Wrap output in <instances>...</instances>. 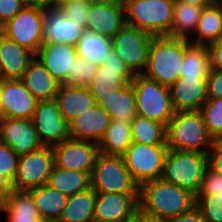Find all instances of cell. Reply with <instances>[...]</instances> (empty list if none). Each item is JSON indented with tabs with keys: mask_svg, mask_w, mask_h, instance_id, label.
Segmentation results:
<instances>
[{
	"mask_svg": "<svg viewBox=\"0 0 222 222\" xmlns=\"http://www.w3.org/2000/svg\"><path fill=\"white\" fill-rule=\"evenodd\" d=\"M54 166L92 173L99 151L98 143L68 138L52 146Z\"/></svg>",
	"mask_w": 222,
	"mask_h": 222,
	"instance_id": "12",
	"label": "cell"
},
{
	"mask_svg": "<svg viewBox=\"0 0 222 222\" xmlns=\"http://www.w3.org/2000/svg\"><path fill=\"white\" fill-rule=\"evenodd\" d=\"M207 168V153L168 149L161 179L196 196Z\"/></svg>",
	"mask_w": 222,
	"mask_h": 222,
	"instance_id": "4",
	"label": "cell"
},
{
	"mask_svg": "<svg viewBox=\"0 0 222 222\" xmlns=\"http://www.w3.org/2000/svg\"><path fill=\"white\" fill-rule=\"evenodd\" d=\"M3 118L32 119L38 100L20 80L0 82Z\"/></svg>",
	"mask_w": 222,
	"mask_h": 222,
	"instance_id": "17",
	"label": "cell"
},
{
	"mask_svg": "<svg viewBox=\"0 0 222 222\" xmlns=\"http://www.w3.org/2000/svg\"><path fill=\"white\" fill-rule=\"evenodd\" d=\"M95 202L96 192L91 187L82 192L68 196L59 221L93 222Z\"/></svg>",
	"mask_w": 222,
	"mask_h": 222,
	"instance_id": "28",
	"label": "cell"
},
{
	"mask_svg": "<svg viewBox=\"0 0 222 222\" xmlns=\"http://www.w3.org/2000/svg\"><path fill=\"white\" fill-rule=\"evenodd\" d=\"M44 6L27 4L0 27V32L34 53L43 44Z\"/></svg>",
	"mask_w": 222,
	"mask_h": 222,
	"instance_id": "8",
	"label": "cell"
},
{
	"mask_svg": "<svg viewBox=\"0 0 222 222\" xmlns=\"http://www.w3.org/2000/svg\"><path fill=\"white\" fill-rule=\"evenodd\" d=\"M32 120L44 146L52 147L70 138L68 122L55 99L38 101Z\"/></svg>",
	"mask_w": 222,
	"mask_h": 222,
	"instance_id": "13",
	"label": "cell"
},
{
	"mask_svg": "<svg viewBox=\"0 0 222 222\" xmlns=\"http://www.w3.org/2000/svg\"><path fill=\"white\" fill-rule=\"evenodd\" d=\"M112 117L125 124H131L137 115L136 95L132 83L121 89H111L99 103Z\"/></svg>",
	"mask_w": 222,
	"mask_h": 222,
	"instance_id": "26",
	"label": "cell"
},
{
	"mask_svg": "<svg viewBox=\"0 0 222 222\" xmlns=\"http://www.w3.org/2000/svg\"><path fill=\"white\" fill-rule=\"evenodd\" d=\"M221 39L222 14L213 3L203 8L196 30L188 41L192 45L208 46Z\"/></svg>",
	"mask_w": 222,
	"mask_h": 222,
	"instance_id": "27",
	"label": "cell"
},
{
	"mask_svg": "<svg viewBox=\"0 0 222 222\" xmlns=\"http://www.w3.org/2000/svg\"><path fill=\"white\" fill-rule=\"evenodd\" d=\"M214 3L218 7L220 13L222 14V0H214Z\"/></svg>",
	"mask_w": 222,
	"mask_h": 222,
	"instance_id": "52",
	"label": "cell"
},
{
	"mask_svg": "<svg viewBox=\"0 0 222 222\" xmlns=\"http://www.w3.org/2000/svg\"><path fill=\"white\" fill-rule=\"evenodd\" d=\"M55 100L68 123L97 104L88 87L66 84L60 85Z\"/></svg>",
	"mask_w": 222,
	"mask_h": 222,
	"instance_id": "24",
	"label": "cell"
},
{
	"mask_svg": "<svg viewBox=\"0 0 222 222\" xmlns=\"http://www.w3.org/2000/svg\"><path fill=\"white\" fill-rule=\"evenodd\" d=\"M153 35L125 24L112 38L113 51L134 74H142L147 66Z\"/></svg>",
	"mask_w": 222,
	"mask_h": 222,
	"instance_id": "10",
	"label": "cell"
},
{
	"mask_svg": "<svg viewBox=\"0 0 222 222\" xmlns=\"http://www.w3.org/2000/svg\"><path fill=\"white\" fill-rule=\"evenodd\" d=\"M125 24L123 0H92L86 30L112 38Z\"/></svg>",
	"mask_w": 222,
	"mask_h": 222,
	"instance_id": "14",
	"label": "cell"
},
{
	"mask_svg": "<svg viewBox=\"0 0 222 222\" xmlns=\"http://www.w3.org/2000/svg\"><path fill=\"white\" fill-rule=\"evenodd\" d=\"M28 4L40 5L44 7H56V0H27Z\"/></svg>",
	"mask_w": 222,
	"mask_h": 222,
	"instance_id": "51",
	"label": "cell"
},
{
	"mask_svg": "<svg viewBox=\"0 0 222 222\" xmlns=\"http://www.w3.org/2000/svg\"><path fill=\"white\" fill-rule=\"evenodd\" d=\"M199 111L209 134L214 140H222V98H208Z\"/></svg>",
	"mask_w": 222,
	"mask_h": 222,
	"instance_id": "37",
	"label": "cell"
},
{
	"mask_svg": "<svg viewBox=\"0 0 222 222\" xmlns=\"http://www.w3.org/2000/svg\"><path fill=\"white\" fill-rule=\"evenodd\" d=\"M131 222H167L166 220L160 219L158 217L147 215L140 210L135 213L134 218Z\"/></svg>",
	"mask_w": 222,
	"mask_h": 222,
	"instance_id": "49",
	"label": "cell"
},
{
	"mask_svg": "<svg viewBox=\"0 0 222 222\" xmlns=\"http://www.w3.org/2000/svg\"><path fill=\"white\" fill-rule=\"evenodd\" d=\"M18 159L19 155L0 141V188L3 191L10 188L16 176Z\"/></svg>",
	"mask_w": 222,
	"mask_h": 222,
	"instance_id": "38",
	"label": "cell"
},
{
	"mask_svg": "<svg viewBox=\"0 0 222 222\" xmlns=\"http://www.w3.org/2000/svg\"><path fill=\"white\" fill-rule=\"evenodd\" d=\"M195 200L206 222H222V195L195 196Z\"/></svg>",
	"mask_w": 222,
	"mask_h": 222,
	"instance_id": "40",
	"label": "cell"
},
{
	"mask_svg": "<svg viewBox=\"0 0 222 222\" xmlns=\"http://www.w3.org/2000/svg\"><path fill=\"white\" fill-rule=\"evenodd\" d=\"M139 193L96 192L94 220L131 222L139 210Z\"/></svg>",
	"mask_w": 222,
	"mask_h": 222,
	"instance_id": "15",
	"label": "cell"
},
{
	"mask_svg": "<svg viewBox=\"0 0 222 222\" xmlns=\"http://www.w3.org/2000/svg\"><path fill=\"white\" fill-rule=\"evenodd\" d=\"M167 151V145L132 142L122 157L133 179L141 185L146 181L161 178Z\"/></svg>",
	"mask_w": 222,
	"mask_h": 222,
	"instance_id": "9",
	"label": "cell"
},
{
	"mask_svg": "<svg viewBox=\"0 0 222 222\" xmlns=\"http://www.w3.org/2000/svg\"><path fill=\"white\" fill-rule=\"evenodd\" d=\"M90 176V173L53 166L48 185L68 197L90 188Z\"/></svg>",
	"mask_w": 222,
	"mask_h": 222,
	"instance_id": "32",
	"label": "cell"
},
{
	"mask_svg": "<svg viewBox=\"0 0 222 222\" xmlns=\"http://www.w3.org/2000/svg\"><path fill=\"white\" fill-rule=\"evenodd\" d=\"M132 142L131 124L112 119L98 146L102 154L122 156Z\"/></svg>",
	"mask_w": 222,
	"mask_h": 222,
	"instance_id": "30",
	"label": "cell"
},
{
	"mask_svg": "<svg viewBox=\"0 0 222 222\" xmlns=\"http://www.w3.org/2000/svg\"><path fill=\"white\" fill-rule=\"evenodd\" d=\"M112 40L109 37L85 30L76 45L77 55L85 60L101 65L112 52Z\"/></svg>",
	"mask_w": 222,
	"mask_h": 222,
	"instance_id": "31",
	"label": "cell"
},
{
	"mask_svg": "<svg viewBox=\"0 0 222 222\" xmlns=\"http://www.w3.org/2000/svg\"><path fill=\"white\" fill-rule=\"evenodd\" d=\"M0 141L7 144L18 155L44 147L32 119L2 118Z\"/></svg>",
	"mask_w": 222,
	"mask_h": 222,
	"instance_id": "16",
	"label": "cell"
},
{
	"mask_svg": "<svg viewBox=\"0 0 222 222\" xmlns=\"http://www.w3.org/2000/svg\"><path fill=\"white\" fill-rule=\"evenodd\" d=\"M210 70V54L207 46L192 45L185 39L184 63L181 66L182 78H207Z\"/></svg>",
	"mask_w": 222,
	"mask_h": 222,
	"instance_id": "34",
	"label": "cell"
},
{
	"mask_svg": "<svg viewBox=\"0 0 222 222\" xmlns=\"http://www.w3.org/2000/svg\"><path fill=\"white\" fill-rule=\"evenodd\" d=\"M131 81L119 70L106 69L99 65L96 75L88 86L96 103L99 104L104 95L111 89H121Z\"/></svg>",
	"mask_w": 222,
	"mask_h": 222,
	"instance_id": "36",
	"label": "cell"
},
{
	"mask_svg": "<svg viewBox=\"0 0 222 222\" xmlns=\"http://www.w3.org/2000/svg\"><path fill=\"white\" fill-rule=\"evenodd\" d=\"M112 117L99 104L68 123L72 139L88 140L99 143L111 123Z\"/></svg>",
	"mask_w": 222,
	"mask_h": 222,
	"instance_id": "21",
	"label": "cell"
},
{
	"mask_svg": "<svg viewBox=\"0 0 222 222\" xmlns=\"http://www.w3.org/2000/svg\"><path fill=\"white\" fill-rule=\"evenodd\" d=\"M131 83L136 95L137 115L166 126L175 113L169 87L143 74H135Z\"/></svg>",
	"mask_w": 222,
	"mask_h": 222,
	"instance_id": "6",
	"label": "cell"
},
{
	"mask_svg": "<svg viewBox=\"0 0 222 222\" xmlns=\"http://www.w3.org/2000/svg\"><path fill=\"white\" fill-rule=\"evenodd\" d=\"M35 54L0 32V76L20 80Z\"/></svg>",
	"mask_w": 222,
	"mask_h": 222,
	"instance_id": "22",
	"label": "cell"
},
{
	"mask_svg": "<svg viewBox=\"0 0 222 222\" xmlns=\"http://www.w3.org/2000/svg\"><path fill=\"white\" fill-rule=\"evenodd\" d=\"M132 141L148 145H166V126L136 115L131 123Z\"/></svg>",
	"mask_w": 222,
	"mask_h": 222,
	"instance_id": "35",
	"label": "cell"
},
{
	"mask_svg": "<svg viewBox=\"0 0 222 222\" xmlns=\"http://www.w3.org/2000/svg\"><path fill=\"white\" fill-rule=\"evenodd\" d=\"M207 86L208 98H222V70L210 68Z\"/></svg>",
	"mask_w": 222,
	"mask_h": 222,
	"instance_id": "44",
	"label": "cell"
},
{
	"mask_svg": "<svg viewBox=\"0 0 222 222\" xmlns=\"http://www.w3.org/2000/svg\"><path fill=\"white\" fill-rule=\"evenodd\" d=\"M210 54V68L222 70V39L207 46Z\"/></svg>",
	"mask_w": 222,
	"mask_h": 222,
	"instance_id": "47",
	"label": "cell"
},
{
	"mask_svg": "<svg viewBox=\"0 0 222 222\" xmlns=\"http://www.w3.org/2000/svg\"><path fill=\"white\" fill-rule=\"evenodd\" d=\"M76 56L75 46L62 43H43L35 55L60 84H64L72 76L73 59Z\"/></svg>",
	"mask_w": 222,
	"mask_h": 222,
	"instance_id": "19",
	"label": "cell"
},
{
	"mask_svg": "<svg viewBox=\"0 0 222 222\" xmlns=\"http://www.w3.org/2000/svg\"><path fill=\"white\" fill-rule=\"evenodd\" d=\"M167 222H206L201 211L196 205L188 212H185L178 217L167 220Z\"/></svg>",
	"mask_w": 222,
	"mask_h": 222,
	"instance_id": "48",
	"label": "cell"
},
{
	"mask_svg": "<svg viewBox=\"0 0 222 222\" xmlns=\"http://www.w3.org/2000/svg\"><path fill=\"white\" fill-rule=\"evenodd\" d=\"M93 222H119V221H97V220H94Z\"/></svg>",
	"mask_w": 222,
	"mask_h": 222,
	"instance_id": "56",
	"label": "cell"
},
{
	"mask_svg": "<svg viewBox=\"0 0 222 222\" xmlns=\"http://www.w3.org/2000/svg\"><path fill=\"white\" fill-rule=\"evenodd\" d=\"M169 89L175 112L198 111L208 99L207 78L180 77Z\"/></svg>",
	"mask_w": 222,
	"mask_h": 222,
	"instance_id": "20",
	"label": "cell"
},
{
	"mask_svg": "<svg viewBox=\"0 0 222 222\" xmlns=\"http://www.w3.org/2000/svg\"><path fill=\"white\" fill-rule=\"evenodd\" d=\"M222 195V174L206 169L196 196Z\"/></svg>",
	"mask_w": 222,
	"mask_h": 222,
	"instance_id": "42",
	"label": "cell"
},
{
	"mask_svg": "<svg viewBox=\"0 0 222 222\" xmlns=\"http://www.w3.org/2000/svg\"><path fill=\"white\" fill-rule=\"evenodd\" d=\"M20 81L38 101L55 99L61 85L36 57L30 62Z\"/></svg>",
	"mask_w": 222,
	"mask_h": 222,
	"instance_id": "25",
	"label": "cell"
},
{
	"mask_svg": "<svg viewBox=\"0 0 222 222\" xmlns=\"http://www.w3.org/2000/svg\"><path fill=\"white\" fill-rule=\"evenodd\" d=\"M184 54V38L168 35L153 36L147 66L142 74L161 85L170 87L180 78Z\"/></svg>",
	"mask_w": 222,
	"mask_h": 222,
	"instance_id": "2",
	"label": "cell"
},
{
	"mask_svg": "<svg viewBox=\"0 0 222 222\" xmlns=\"http://www.w3.org/2000/svg\"><path fill=\"white\" fill-rule=\"evenodd\" d=\"M92 0H75L64 2L58 7L70 19L82 25L85 29L87 26V14Z\"/></svg>",
	"mask_w": 222,
	"mask_h": 222,
	"instance_id": "41",
	"label": "cell"
},
{
	"mask_svg": "<svg viewBox=\"0 0 222 222\" xmlns=\"http://www.w3.org/2000/svg\"><path fill=\"white\" fill-rule=\"evenodd\" d=\"M175 1L189 3V4L200 6L203 8L206 6L212 5L214 3V0H175Z\"/></svg>",
	"mask_w": 222,
	"mask_h": 222,
	"instance_id": "50",
	"label": "cell"
},
{
	"mask_svg": "<svg viewBox=\"0 0 222 222\" xmlns=\"http://www.w3.org/2000/svg\"><path fill=\"white\" fill-rule=\"evenodd\" d=\"M54 166V154L51 146L19 155L17 173L11 189L31 190L48 184Z\"/></svg>",
	"mask_w": 222,
	"mask_h": 222,
	"instance_id": "11",
	"label": "cell"
},
{
	"mask_svg": "<svg viewBox=\"0 0 222 222\" xmlns=\"http://www.w3.org/2000/svg\"><path fill=\"white\" fill-rule=\"evenodd\" d=\"M138 202L141 212L166 221L190 211L196 205L193 193L161 178L139 185Z\"/></svg>",
	"mask_w": 222,
	"mask_h": 222,
	"instance_id": "1",
	"label": "cell"
},
{
	"mask_svg": "<svg viewBox=\"0 0 222 222\" xmlns=\"http://www.w3.org/2000/svg\"><path fill=\"white\" fill-rule=\"evenodd\" d=\"M3 118V113H2V102H1V92H0V120Z\"/></svg>",
	"mask_w": 222,
	"mask_h": 222,
	"instance_id": "54",
	"label": "cell"
},
{
	"mask_svg": "<svg viewBox=\"0 0 222 222\" xmlns=\"http://www.w3.org/2000/svg\"><path fill=\"white\" fill-rule=\"evenodd\" d=\"M90 178L95 192L139 193V184L126 168L122 156L99 153Z\"/></svg>",
	"mask_w": 222,
	"mask_h": 222,
	"instance_id": "7",
	"label": "cell"
},
{
	"mask_svg": "<svg viewBox=\"0 0 222 222\" xmlns=\"http://www.w3.org/2000/svg\"><path fill=\"white\" fill-rule=\"evenodd\" d=\"M198 111H179L166 124V145L170 150L207 153L214 143Z\"/></svg>",
	"mask_w": 222,
	"mask_h": 222,
	"instance_id": "3",
	"label": "cell"
},
{
	"mask_svg": "<svg viewBox=\"0 0 222 222\" xmlns=\"http://www.w3.org/2000/svg\"><path fill=\"white\" fill-rule=\"evenodd\" d=\"M208 167L218 173L222 174V140H215L209 151Z\"/></svg>",
	"mask_w": 222,
	"mask_h": 222,
	"instance_id": "46",
	"label": "cell"
},
{
	"mask_svg": "<svg viewBox=\"0 0 222 222\" xmlns=\"http://www.w3.org/2000/svg\"><path fill=\"white\" fill-rule=\"evenodd\" d=\"M203 7L175 1L170 37L189 39L195 32Z\"/></svg>",
	"mask_w": 222,
	"mask_h": 222,
	"instance_id": "33",
	"label": "cell"
},
{
	"mask_svg": "<svg viewBox=\"0 0 222 222\" xmlns=\"http://www.w3.org/2000/svg\"><path fill=\"white\" fill-rule=\"evenodd\" d=\"M6 214V222H41L30 191L7 189L0 198V213Z\"/></svg>",
	"mask_w": 222,
	"mask_h": 222,
	"instance_id": "23",
	"label": "cell"
},
{
	"mask_svg": "<svg viewBox=\"0 0 222 222\" xmlns=\"http://www.w3.org/2000/svg\"><path fill=\"white\" fill-rule=\"evenodd\" d=\"M101 66L106 69L119 70L123 75H125L131 82L134 79L135 74L130 70V68L125 64V62L115 53L113 50L109 54L106 61L101 64Z\"/></svg>",
	"mask_w": 222,
	"mask_h": 222,
	"instance_id": "45",
	"label": "cell"
},
{
	"mask_svg": "<svg viewBox=\"0 0 222 222\" xmlns=\"http://www.w3.org/2000/svg\"><path fill=\"white\" fill-rule=\"evenodd\" d=\"M41 220H59L66 205L67 196L48 184L29 190Z\"/></svg>",
	"mask_w": 222,
	"mask_h": 222,
	"instance_id": "29",
	"label": "cell"
},
{
	"mask_svg": "<svg viewBox=\"0 0 222 222\" xmlns=\"http://www.w3.org/2000/svg\"><path fill=\"white\" fill-rule=\"evenodd\" d=\"M72 76L64 83L88 87L96 75L98 64L80 58L78 55L73 59Z\"/></svg>",
	"mask_w": 222,
	"mask_h": 222,
	"instance_id": "39",
	"label": "cell"
},
{
	"mask_svg": "<svg viewBox=\"0 0 222 222\" xmlns=\"http://www.w3.org/2000/svg\"><path fill=\"white\" fill-rule=\"evenodd\" d=\"M127 25L153 36L170 34L175 0H123Z\"/></svg>",
	"mask_w": 222,
	"mask_h": 222,
	"instance_id": "5",
	"label": "cell"
},
{
	"mask_svg": "<svg viewBox=\"0 0 222 222\" xmlns=\"http://www.w3.org/2000/svg\"><path fill=\"white\" fill-rule=\"evenodd\" d=\"M69 1H75V0H56V7H58L60 4L64 2H69Z\"/></svg>",
	"mask_w": 222,
	"mask_h": 222,
	"instance_id": "53",
	"label": "cell"
},
{
	"mask_svg": "<svg viewBox=\"0 0 222 222\" xmlns=\"http://www.w3.org/2000/svg\"><path fill=\"white\" fill-rule=\"evenodd\" d=\"M28 4L27 0H0V27Z\"/></svg>",
	"mask_w": 222,
	"mask_h": 222,
	"instance_id": "43",
	"label": "cell"
},
{
	"mask_svg": "<svg viewBox=\"0 0 222 222\" xmlns=\"http://www.w3.org/2000/svg\"><path fill=\"white\" fill-rule=\"evenodd\" d=\"M4 191L0 188V198H1V195Z\"/></svg>",
	"mask_w": 222,
	"mask_h": 222,
	"instance_id": "57",
	"label": "cell"
},
{
	"mask_svg": "<svg viewBox=\"0 0 222 222\" xmlns=\"http://www.w3.org/2000/svg\"><path fill=\"white\" fill-rule=\"evenodd\" d=\"M86 29L70 20L59 7H44L43 43L77 45Z\"/></svg>",
	"mask_w": 222,
	"mask_h": 222,
	"instance_id": "18",
	"label": "cell"
},
{
	"mask_svg": "<svg viewBox=\"0 0 222 222\" xmlns=\"http://www.w3.org/2000/svg\"><path fill=\"white\" fill-rule=\"evenodd\" d=\"M41 222H60V221L59 220L50 219V220H41Z\"/></svg>",
	"mask_w": 222,
	"mask_h": 222,
	"instance_id": "55",
	"label": "cell"
}]
</instances>
